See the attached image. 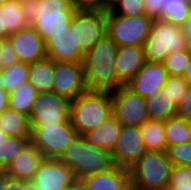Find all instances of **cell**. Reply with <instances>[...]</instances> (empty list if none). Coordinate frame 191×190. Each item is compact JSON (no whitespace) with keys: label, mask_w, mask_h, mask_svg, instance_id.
I'll list each match as a JSON object with an SVG mask.
<instances>
[{"label":"cell","mask_w":191,"mask_h":190,"mask_svg":"<svg viewBox=\"0 0 191 190\" xmlns=\"http://www.w3.org/2000/svg\"><path fill=\"white\" fill-rule=\"evenodd\" d=\"M167 189L191 190V167L185 165H173Z\"/></svg>","instance_id":"34"},{"label":"cell","mask_w":191,"mask_h":190,"mask_svg":"<svg viewBox=\"0 0 191 190\" xmlns=\"http://www.w3.org/2000/svg\"><path fill=\"white\" fill-rule=\"evenodd\" d=\"M75 46L85 54L107 35L106 10L77 9L70 23Z\"/></svg>","instance_id":"8"},{"label":"cell","mask_w":191,"mask_h":190,"mask_svg":"<svg viewBox=\"0 0 191 190\" xmlns=\"http://www.w3.org/2000/svg\"><path fill=\"white\" fill-rule=\"evenodd\" d=\"M76 10L72 0H39L32 27L46 42L67 30Z\"/></svg>","instance_id":"6"},{"label":"cell","mask_w":191,"mask_h":190,"mask_svg":"<svg viewBox=\"0 0 191 190\" xmlns=\"http://www.w3.org/2000/svg\"><path fill=\"white\" fill-rule=\"evenodd\" d=\"M168 78L163 63L145 62L138 73L126 84L134 93L143 98L159 93Z\"/></svg>","instance_id":"15"},{"label":"cell","mask_w":191,"mask_h":190,"mask_svg":"<svg viewBox=\"0 0 191 190\" xmlns=\"http://www.w3.org/2000/svg\"><path fill=\"white\" fill-rule=\"evenodd\" d=\"M189 142L191 143V121H189Z\"/></svg>","instance_id":"51"},{"label":"cell","mask_w":191,"mask_h":190,"mask_svg":"<svg viewBox=\"0 0 191 190\" xmlns=\"http://www.w3.org/2000/svg\"><path fill=\"white\" fill-rule=\"evenodd\" d=\"M182 77L189 83V85L191 84V59L188 66L185 68Z\"/></svg>","instance_id":"45"},{"label":"cell","mask_w":191,"mask_h":190,"mask_svg":"<svg viewBox=\"0 0 191 190\" xmlns=\"http://www.w3.org/2000/svg\"><path fill=\"white\" fill-rule=\"evenodd\" d=\"M47 57L59 62H82L84 54L75 46L74 29L54 35L45 42Z\"/></svg>","instance_id":"20"},{"label":"cell","mask_w":191,"mask_h":190,"mask_svg":"<svg viewBox=\"0 0 191 190\" xmlns=\"http://www.w3.org/2000/svg\"><path fill=\"white\" fill-rule=\"evenodd\" d=\"M6 39V31H0V40Z\"/></svg>","instance_id":"50"},{"label":"cell","mask_w":191,"mask_h":190,"mask_svg":"<svg viewBox=\"0 0 191 190\" xmlns=\"http://www.w3.org/2000/svg\"><path fill=\"white\" fill-rule=\"evenodd\" d=\"M82 190H132L130 171L113 165L109 169L78 180Z\"/></svg>","instance_id":"17"},{"label":"cell","mask_w":191,"mask_h":190,"mask_svg":"<svg viewBox=\"0 0 191 190\" xmlns=\"http://www.w3.org/2000/svg\"><path fill=\"white\" fill-rule=\"evenodd\" d=\"M31 137L8 136L0 145V172H4Z\"/></svg>","instance_id":"31"},{"label":"cell","mask_w":191,"mask_h":190,"mask_svg":"<svg viewBox=\"0 0 191 190\" xmlns=\"http://www.w3.org/2000/svg\"><path fill=\"white\" fill-rule=\"evenodd\" d=\"M29 27L24 18L21 0H7L0 7V31H6V39L9 35Z\"/></svg>","instance_id":"23"},{"label":"cell","mask_w":191,"mask_h":190,"mask_svg":"<svg viewBox=\"0 0 191 190\" xmlns=\"http://www.w3.org/2000/svg\"><path fill=\"white\" fill-rule=\"evenodd\" d=\"M2 79H3V75H2V72L0 70V88H2Z\"/></svg>","instance_id":"52"},{"label":"cell","mask_w":191,"mask_h":190,"mask_svg":"<svg viewBox=\"0 0 191 190\" xmlns=\"http://www.w3.org/2000/svg\"><path fill=\"white\" fill-rule=\"evenodd\" d=\"M176 116L191 121V84L189 85L186 95L176 106Z\"/></svg>","instance_id":"38"},{"label":"cell","mask_w":191,"mask_h":190,"mask_svg":"<svg viewBox=\"0 0 191 190\" xmlns=\"http://www.w3.org/2000/svg\"><path fill=\"white\" fill-rule=\"evenodd\" d=\"M77 137L70 120L60 125L31 126L30 141L44 158L58 159Z\"/></svg>","instance_id":"9"},{"label":"cell","mask_w":191,"mask_h":190,"mask_svg":"<svg viewBox=\"0 0 191 190\" xmlns=\"http://www.w3.org/2000/svg\"><path fill=\"white\" fill-rule=\"evenodd\" d=\"M161 17L164 20L181 27L191 16V2L189 0H163L161 2Z\"/></svg>","instance_id":"26"},{"label":"cell","mask_w":191,"mask_h":190,"mask_svg":"<svg viewBox=\"0 0 191 190\" xmlns=\"http://www.w3.org/2000/svg\"><path fill=\"white\" fill-rule=\"evenodd\" d=\"M39 190H64L78 182L74 172L59 159L45 158L32 179Z\"/></svg>","instance_id":"14"},{"label":"cell","mask_w":191,"mask_h":190,"mask_svg":"<svg viewBox=\"0 0 191 190\" xmlns=\"http://www.w3.org/2000/svg\"><path fill=\"white\" fill-rule=\"evenodd\" d=\"M117 49L116 42L106 35L84 54L82 65L87 90L112 92L122 86L114 66Z\"/></svg>","instance_id":"1"},{"label":"cell","mask_w":191,"mask_h":190,"mask_svg":"<svg viewBox=\"0 0 191 190\" xmlns=\"http://www.w3.org/2000/svg\"><path fill=\"white\" fill-rule=\"evenodd\" d=\"M19 59L8 39L0 40V70L10 68Z\"/></svg>","instance_id":"37"},{"label":"cell","mask_w":191,"mask_h":190,"mask_svg":"<svg viewBox=\"0 0 191 190\" xmlns=\"http://www.w3.org/2000/svg\"><path fill=\"white\" fill-rule=\"evenodd\" d=\"M8 136L0 130V145L6 140Z\"/></svg>","instance_id":"49"},{"label":"cell","mask_w":191,"mask_h":190,"mask_svg":"<svg viewBox=\"0 0 191 190\" xmlns=\"http://www.w3.org/2000/svg\"><path fill=\"white\" fill-rule=\"evenodd\" d=\"M143 47L146 62L163 63L169 53L185 50V35L180 27L156 19Z\"/></svg>","instance_id":"5"},{"label":"cell","mask_w":191,"mask_h":190,"mask_svg":"<svg viewBox=\"0 0 191 190\" xmlns=\"http://www.w3.org/2000/svg\"><path fill=\"white\" fill-rule=\"evenodd\" d=\"M121 126L122 125L112 115L96 129L83 135V137L93 146L111 152L119 137Z\"/></svg>","instance_id":"21"},{"label":"cell","mask_w":191,"mask_h":190,"mask_svg":"<svg viewBox=\"0 0 191 190\" xmlns=\"http://www.w3.org/2000/svg\"><path fill=\"white\" fill-rule=\"evenodd\" d=\"M0 130L7 136L31 137L29 116L7 107L0 114Z\"/></svg>","instance_id":"24"},{"label":"cell","mask_w":191,"mask_h":190,"mask_svg":"<svg viewBox=\"0 0 191 190\" xmlns=\"http://www.w3.org/2000/svg\"><path fill=\"white\" fill-rule=\"evenodd\" d=\"M107 35L118 46H143L148 37L153 19L143 14L137 17L114 14L106 10Z\"/></svg>","instance_id":"7"},{"label":"cell","mask_w":191,"mask_h":190,"mask_svg":"<svg viewBox=\"0 0 191 190\" xmlns=\"http://www.w3.org/2000/svg\"><path fill=\"white\" fill-rule=\"evenodd\" d=\"M37 94L36 89L28 81L9 94L8 107L29 116Z\"/></svg>","instance_id":"27"},{"label":"cell","mask_w":191,"mask_h":190,"mask_svg":"<svg viewBox=\"0 0 191 190\" xmlns=\"http://www.w3.org/2000/svg\"><path fill=\"white\" fill-rule=\"evenodd\" d=\"M54 60L49 57L28 64V81L37 93L53 89Z\"/></svg>","instance_id":"22"},{"label":"cell","mask_w":191,"mask_h":190,"mask_svg":"<svg viewBox=\"0 0 191 190\" xmlns=\"http://www.w3.org/2000/svg\"><path fill=\"white\" fill-rule=\"evenodd\" d=\"M189 83L182 76H168L163 88L159 92L169 101L178 105L186 95Z\"/></svg>","instance_id":"32"},{"label":"cell","mask_w":191,"mask_h":190,"mask_svg":"<svg viewBox=\"0 0 191 190\" xmlns=\"http://www.w3.org/2000/svg\"><path fill=\"white\" fill-rule=\"evenodd\" d=\"M114 14L137 17L145 14L143 0H115L109 8Z\"/></svg>","instance_id":"35"},{"label":"cell","mask_w":191,"mask_h":190,"mask_svg":"<svg viewBox=\"0 0 191 190\" xmlns=\"http://www.w3.org/2000/svg\"><path fill=\"white\" fill-rule=\"evenodd\" d=\"M64 190H82V189L79 182H77L76 184L72 186L66 187Z\"/></svg>","instance_id":"48"},{"label":"cell","mask_w":191,"mask_h":190,"mask_svg":"<svg viewBox=\"0 0 191 190\" xmlns=\"http://www.w3.org/2000/svg\"><path fill=\"white\" fill-rule=\"evenodd\" d=\"M139 129L148 151L166 152L164 121L148 119L139 126Z\"/></svg>","instance_id":"25"},{"label":"cell","mask_w":191,"mask_h":190,"mask_svg":"<svg viewBox=\"0 0 191 190\" xmlns=\"http://www.w3.org/2000/svg\"><path fill=\"white\" fill-rule=\"evenodd\" d=\"M9 94L0 88V114L8 107Z\"/></svg>","instance_id":"44"},{"label":"cell","mask_w":191,"mask_h":190,"mask_svg":"<svg viewBox=\"0 0 191 190\" xmlns=\"http://www.w3.org/2000/svg\"><path fill=\"white\" fill-rule=\"evenodd\" d=\"M146 109L148 118L151 120L166 121L176 116V104L169 101L160 93H155L153 97H146Z\"/></svg>","instance_id":"28"},{"label":"cell","mask_w":191,"mask_h":190,"mask_svg":"<svg viewBox=\"0 0 191 190\" xmlns=\"http://www.w3.org/2000/svg\"><path fill=\"white\" fill-rule=\"evenodd\" d=\"M112 115L109 91L86 90L70 102V121L78 136L96 129Z\"/></svg>","instance_id":"2"},{"label":"cell","mask_w":191,"mask_h":190,"mask_svg":"<svg viewBox=\"0 0 191 190\" xmlns=\"http://www.w3.org/2000/svg\"><path fill=\"white\" fill-rule=\"evenodd\" d=\"M25 190H39L35 183L32 181H25Z\"/></svg>","instance_id":"47"},{"label":"cell","mask_w":191,"mask_h":190,"mask_svg":"<svg viewBox=\"0 0 191 190\" xmlns=\"http://www.w3.org/2000/svg\"><path fill=\"white\" fill-rule=\"evenodd\" d=\"M24 18L29 26H32L35 20V15L39 0H21Z\"/></svg>","instance_id":"40"},{"label":"cell","mask_w":191,"mask_h":190,"mask_svg":"<svg viewBox=\"0 0 191 190\" xmlns=\"http://www.w3.org/2000/svg\"><path fill=\"white\" fill-rule=\"evenodd\" d=\"M190 59L191 55L186 50L169 53L163 62L168 76H182Z\"/></svg>","instance_id":"33"},{"label":"cell","mask_w":191,"mask_h":190,"mask_svg":"<svg viewBox=\"0 0 191 190\" xmlns=\"http://www.w3.org/2000/svg\"><path fill=\"white\" fill-rule=\"evenodd\" d=\"M71 100L55 92L38 93L29 115L31 126L60 125L70 120Z\"/></svg>","instance_id":"10"},{"label":"cell","mask_w":191,"mask_h":190,"mask_svg":"<svg viewBox=\"0 0 191 190\" xmlns=\"http://www.w3.org/2000/svg\"><path fill=\"white\" fill-rule=\"evenodd\" d=\"M163 0H143V8L145 15L153 20L160 19L161 17V2Z\"/></svg>","instance_id":"41"},{"label":"cell","mask_w":191,"mask_h":190,"mask_svg":"<svg viewBox=\"0 0 191 190\" xmlns=\"http://www.w3.org/2000/svg\"><path fill=\"white\" fill-rule=\"evenodd\" d=\"M6 190H25V181L6 175Z\"/></svg>","instance_id":"43"},{"label":"cell","mask_w":191,"mask_h":190,"mask_svg":"<svg viewBox=\"0 0 191 190\" xmlns=\"http://www.w3.org/2000/svg\"><path fill=\"white\" fill-rule=\"evenodd\" d=\"M77 9L108 10L109 3L106 0H72Z\"/></svg>","instance_id":"39"},{"label":"cell","mask_w":191,"mask_h":190,"mask_svg":"<svg viewBox=\"0 0 191 190\" xmlns=\"http://www.w3.org/2000/svg\"><path fill=\"white\" fill-rule=\"evenodd\" d=\"M166 153L173 165H185L191 167L190 142L167 147Z\"/></svg>","instance_id":"36"},{"label":"cell","mask_w":191,"mask_h":190,"mask_svg":"<svg viewBox=\"0 0 191 190\" xmlns=\"http://www.w3.org/2000/svg\"><path fill=\"white\" fill-rule=\"evenodd\" d=\"M0 190H6V174L0 172Z\"/></svg>","instance_id":"46"},{"label":"cell","mask_w":191,"mask_h":190,"mask_svg":"<svg viewBox=\"0 0 191 190\" xmlns=\"http://www.w3.org/2000/svg\"><path fill=\"white\" fill-rule=\"evenodd\" d=\"M180 28L185 35V50L191 55V16L181 25Z\"/></svg>","instance_id":"42"},{"label":"cell","mask_w":191,"mask_h":190,"mask_svg":"<svg viewBox=\"0 0 191 190\" xmlns=\"http://www.w3.org/2000/svg\"><path fill=\"white\" fill-rule=\"evenodd\" d=\"M112 114L122 126L139 127L148 120L145 98L131 91L126 85L111 92Z\"/></svg>","instance_id":"11"},{"label":"cell","mask_w":191,"mask_h":190,"mask_svg":"<svg viewBox=\"0 0 191 190\" xmlns=\"http://www.w3.org/2000/svg\"><path fill=\"white\" fill-rule=\"evenodd\" d=\"M147 151L139 127L121 126L117 142L110 153L114 165L130 169Z\"/></svg>","instance_id":"12"},{"label":"cell","mask_w":191,"mask_h":190,"mask_svg":"<svg viewBox=\"0 0 191 190\" xmlns=\"http://www.w3.org/2000/svg\"><path fill=\"white\" fill-rule=\"evenodd\" d=\"M44 159L40 150L28 141L4 173L13 179L32 181L37 168Z\"/></svg>","instance_id":"19"},{"label":"cell","mask_w":191,"mask_h":190,"mask_svg":"<svg viewBox=\"0 0 191 190\" xmlns=\"http://www.w3.org/2000/svg\"><path fill=\"white\" fill-rule=\"evenodd\" d=\"M2 88L10 94L16 88L22 84L28 82V64L23 62H18L13 64L10 68L1 70Z\"/></svg>","instance_id":"30"},{"label":"cell","mask_w":191,"mask_h":190,"mask_svg":"<svg viewBox=\"0 0 191 190\" xmlns=\"http://www.w3.org/2000/svg\"><path fill=\"white\" fill-rule=\"evenodd\" d=\"M58 159L72 169L78 180L114 165L110 152L93 146L83 136H78Z\"/></svg>","instance_id":"3"},{"label":"cell","mask_w":191,"mask_h":190,"mask_svg":"<svg viewBox=\"0 0 191 190\" xmlns=\"http://www.w3.org/2000/svg\"><path fill=\"white\" fill-rule=\"evenodd\" d=\"M7 0H0V7L6 2Z\"/></svg>","instance_id":"53"},{"label":"cell","mask_w":191,"mask_h":190,"mask_svg":"<svg viewBox=\"0 0 191 190\" xmlns=\"http://www.w3.org/2000/svg\"><path fill=\"white\" fill-rule=\"evenodd\" d=\"M172 162L167 153L147 151L130 169L132 190L167 189Z\"/></svg>","instance_id":"4"},{"label":"cell","mask_w":191,"mask_h":190,"mask_svg":"<svg viewBox=\"0 0 191 190\" xmlns=\"http://www.w3.org/2000/svg\"><path fill=\"white\" fill-rule=\"evenodd\" d=\"M111 5L115 0H106Z\"/></svg>","instance_id":"54"},{"label":"cell","mask_w":191,"mask_h":190,"mask_svg":"<svg viewBox=\"0 0 191 190\" xmlns=\"http://www.w3.org/2000/svg\"><path fill=\"white\" fill-rule=\"evenodd\" d=\"M167 147L189 142V121L173 116L164 121Z\"/></svg>","instance_id":"29"},{"label":"cell","mask_w":191,"mask_h":190,"mask_svg":"<svg viewBox=\"0 0 191 190\" xmlns=\"http://www.w3.org/2000/svg\"><path fill=\"white\" fill-rule=\"evenodd\" d=\"M145 62L143 46H118L114 64L118 82L122 86L126 85L144 66Z\"/></svg>","instance_id":"18"},{"label":"cell","mask_w":191,"mask_h":190,"mask_svg":"<svg viewBox=\"0 0 191 190\" xmlns=\"http://www.w3.org/2000/svg\"><path fill=\"white\" fill-rule=\"evenodd\" d=\"M86 90L82 62L54 61L53 92L72 100Z\"/></svg>","instance_id":"13"},{"label":"cell","mask_w":191,"mask_h":190,"mask_svg":"<svg viewBox=\"0 0 191 190\" xmlns=\"http://www.w3.org/2000/svg\"><path fill=\"white\" fill-rule=\"evenodd\" d=\"M7 39L20 62L30 64L47 57L45 42L32 26L9 35Z\"/></svg>","instance_id":"16"}]
</instances>
